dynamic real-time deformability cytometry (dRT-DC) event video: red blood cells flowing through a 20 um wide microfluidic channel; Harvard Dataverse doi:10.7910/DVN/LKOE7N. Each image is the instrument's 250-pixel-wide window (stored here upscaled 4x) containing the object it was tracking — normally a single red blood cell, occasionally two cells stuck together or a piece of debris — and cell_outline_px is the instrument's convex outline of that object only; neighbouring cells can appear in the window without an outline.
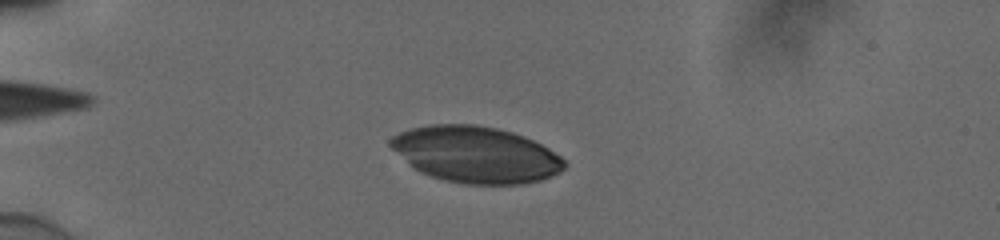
{"species": "human", "species_latin": "Homo sapiens", "temperature_condition": "cold", "stored_images_in_passage": 48, "camera_frame_rate_fps": 3000, "um_per_image_px": 0.085, "donor": {"sex": "male"}, "frame": {"image": 1, "passage_image": 13, "time_ms": 4.0, "image_size_px": [1000, 240], "cell_outline_px": [[568, 164], [560, 172], [540, 180], [520, 184], [464, 184], [444, 180], [420, 172], [408, 164], [388, 144], [388, 140], [392, 136], [408, 128], [428, 124], [476, 124], [496, 128], [512, 132], [524, 136], [548, 148], [560, 156]], "centroid_in_image_um": [40.41, 13.12], "position_along_channel_um": 44.6, "area_um2": 57.16}}
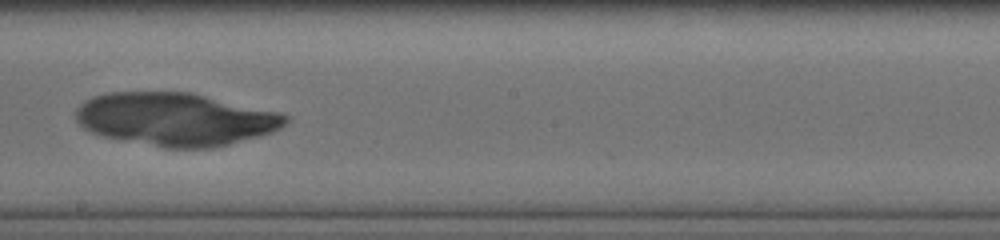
{"frame": {"image": 2, "passage_image": 31, "time_ms": 10.0, "image_size_px": [1000, 240], "cell_outline_px": [[288, 120], [280, 128], [272, 132], [228, 144], [212, 148], [164, 148], [104, 136], [92, 132], [84, 128], [76, 120], [76, 112], [80, 104], [92, 96], [108, 92], [188, 92], [280, 112], [288, 116]], "centroid_in_image_um": [14.9, 10.13], "position_along_channel_um": 233.3, "area_um2": 64.39}}
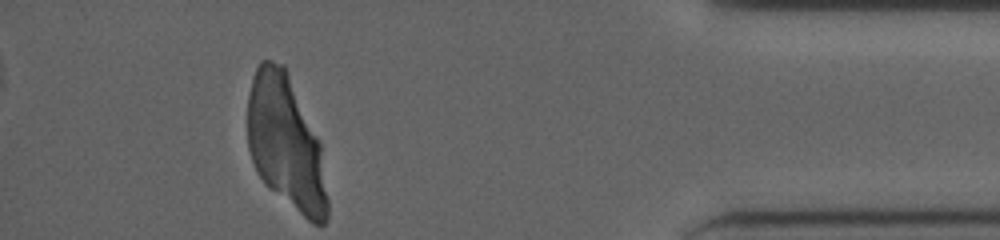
{"frame": {"image": 3, "passage_image": 48, "time_ms": 15.667, "image_size_px": [1000, 240], "cell_outline_px": [[328, 220], [324, 224], [312, 224], [268, 188], [264, 184], [256, 172], [248, 148], [248, 96], [252, 76], [260, 60], [272, 60], [284, 64], [320, 140], [328, 200]], "centroid_in_image_um": [24.3, 12.14], "position_along_channel_um": 410.9, "area_um2": 62.89}}